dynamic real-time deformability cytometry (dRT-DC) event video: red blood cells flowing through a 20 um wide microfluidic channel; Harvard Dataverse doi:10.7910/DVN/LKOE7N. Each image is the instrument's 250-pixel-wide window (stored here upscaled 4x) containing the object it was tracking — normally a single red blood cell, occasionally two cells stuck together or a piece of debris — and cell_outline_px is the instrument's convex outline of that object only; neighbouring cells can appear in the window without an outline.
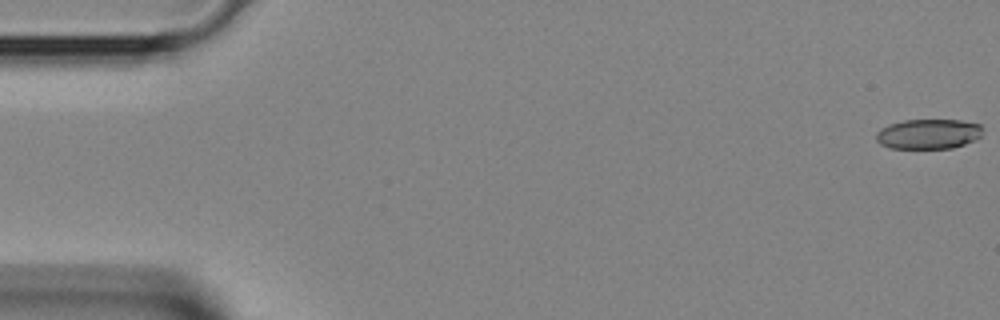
{"species": "Egyptian fruit bat (a non-hibernating species)", "species_latin": "Rousettus aegyptiacus", "temperature_condition": "room temperature", "stored_images_in_passage": 4, "camera_frame_rate_fps": 3000, "um_per_image_px": 0.085, "animal": {"sex": "female"}, "frame": {"image": 1, "passage_image": 1, "time_ms": 0.0, "image_size_px": [1000, 320], "cell_outline_px": [[984, 128], [980, 136], [976, 140], [952, 148], [888, 148], [880, 144], [876, 140], [876, 132], [880, 128], [888, 124], [904, 120], [960, 120], [980, 124]], "centroid_in_image_um": [78.91, 11.38], "position_along_channel_um": 6.1, "area_um2": 18.79}}
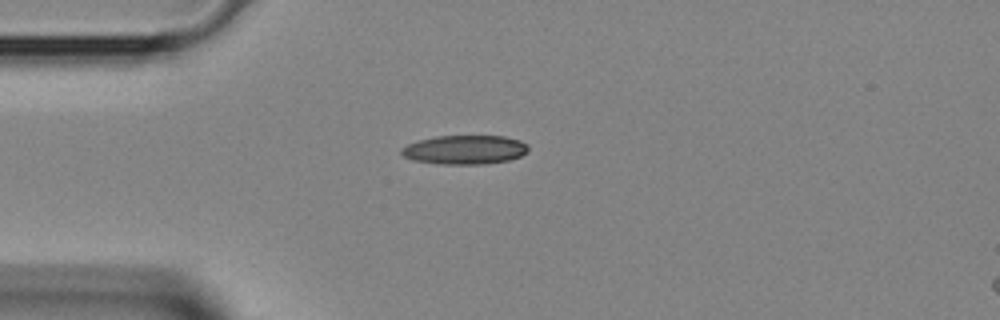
{"frame": {"image": 2, "passage_image": 4, "time_ms": 1.0, "image_size_px": [1000, 320], "cell_outline_px": [[528, 152], [520, 156], [508, 160], [484, 164], [444, 164], [412, 160], [404, 156], [400, 152], [400, 148], [408, 144], [420, 140], [436, 136], [504, 136], [520, 140], [528, 144]], "centroid_in_image_um": [39.52, 12.72], "position_along_channel_um": 45.5, "area_um2": 21.44}}